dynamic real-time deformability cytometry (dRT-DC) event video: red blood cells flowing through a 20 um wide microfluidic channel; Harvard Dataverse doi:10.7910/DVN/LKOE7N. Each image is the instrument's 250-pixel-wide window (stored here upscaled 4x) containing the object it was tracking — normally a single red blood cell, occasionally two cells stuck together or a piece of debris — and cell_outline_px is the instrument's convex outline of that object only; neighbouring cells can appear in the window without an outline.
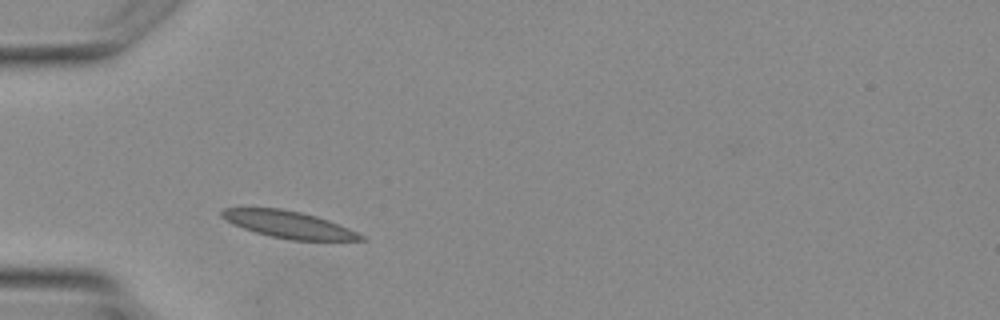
{"species": "Egyptian fruit bat (a non-hibernating species)", "species_latin": "Rousettus aegyptiacus", "temperature_condition": "warm", "stored_images_in_passage": 1, "camera_frame_rate_fps": 3000, "um_per_image_px": 0.085, "animal": {"sex": "female"}, "frame": {"image": 1, "passage_image": 1, "time_ms": 0.0, "image_size_px": [1000, 320], "cell_outline_px": [[368, 240], [292, 240], [272, 236], [256, 232], [232, 224], [220, 216], [220, 212], [224, 208], [280, 208], [300, 212], [316, 216], [328, 220], [348, 228], [364, 236]], "centroid_in_image_um": [24.52, 19.08], "position_along_channel_um": 60.5, "area_um2": 21.56}}